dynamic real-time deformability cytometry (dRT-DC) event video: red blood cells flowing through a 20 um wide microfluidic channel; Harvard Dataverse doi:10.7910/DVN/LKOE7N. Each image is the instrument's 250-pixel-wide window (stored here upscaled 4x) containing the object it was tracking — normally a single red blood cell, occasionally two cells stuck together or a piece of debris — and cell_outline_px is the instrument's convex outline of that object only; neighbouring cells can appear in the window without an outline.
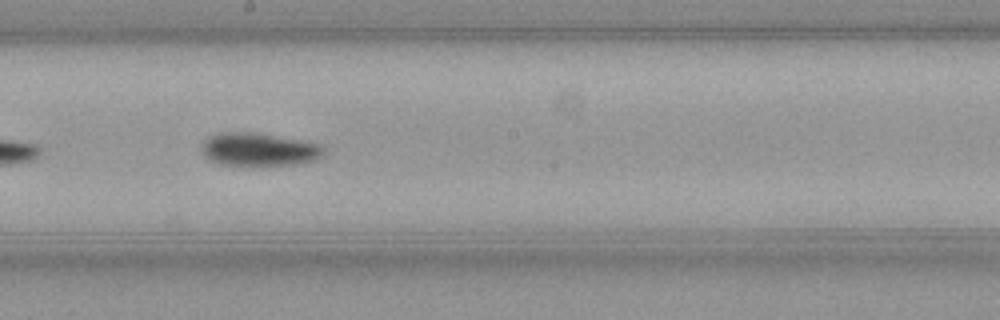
{"species": "common noctule bat (a hibernating species)", "species_latin": "Nyctalus noctula", "temperature_condition": "warm", "stored_images_in_passage": 17, "camera_frame_rate_fps": 3000, "um_per_image_px": 0.085, "animal": {"sex": "female", "body_mass_g": 21.9}, "frame": {"image": 1, "passage_image": 15, "time_ms": 4.667, "image_size_px": [1000, 320], "cell_outline_px": [[324, 156], [316, 160], [296, 164], [256, 168], [244, 168], [220, 164], [208, 160], [204, 156], [204, 140], [208, 136], [224, 132], [256, 132], [320, 144], [324, 148]], "centroid_in_image_um": [22.01, 12.76], "position_along_channel_um": 226.2, "area_um2": 24.45}}